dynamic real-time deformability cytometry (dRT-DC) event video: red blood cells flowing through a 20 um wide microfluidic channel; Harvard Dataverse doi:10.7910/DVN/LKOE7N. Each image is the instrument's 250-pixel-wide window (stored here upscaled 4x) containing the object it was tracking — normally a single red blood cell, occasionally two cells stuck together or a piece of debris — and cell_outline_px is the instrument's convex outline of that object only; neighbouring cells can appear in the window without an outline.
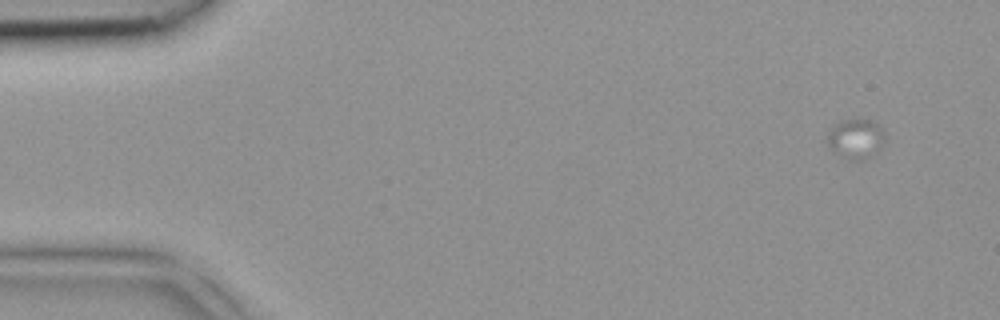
{"species": "common noctule bat (a hibernating species)", "species_latin": "Nyctalus noctula", "temperature_condition": "room temperature", "stored_images_in_passage": 5, "camera_frame_rate_fps": 3000, "um_per_image_px": 0.085, "animal": {"sex": "female", "body_mass_g": 18.4}, "frame": {"image": 1, "passage_image": 1, "time_ms": 0.0, "image_size_px": [1000, 320], "cell_outline_px": [[884, 140], [880, 148], [864, 160], [848, 160], [832, 152], [828, 144], [828, 132], [840, 120], [872, 120], [884, 132]], "centroid_in_image_um": [72.71, 11.82], "position_along_channel_um": 12.3, "area_um2": 13.18}}
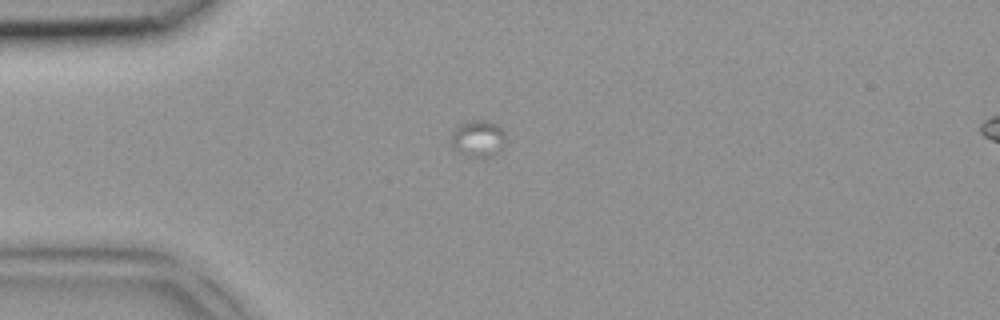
{"frame": {"image": 2, "passage_image": 4, "time_ms": 1.0, "image_size_px": [1000, 320], "cell_outline_px": [[504, 144], [500, 148], [488, 156], [480, 160], [460, 152], [452, 148], [452, 132], [460, 124], [468, 120], [484, 120], [496, 124], [504, 132]], "centroid_in_image_um": [40.6, 11.77], "position_along_channel_um": 44.4, "area_um2": 11.44}}